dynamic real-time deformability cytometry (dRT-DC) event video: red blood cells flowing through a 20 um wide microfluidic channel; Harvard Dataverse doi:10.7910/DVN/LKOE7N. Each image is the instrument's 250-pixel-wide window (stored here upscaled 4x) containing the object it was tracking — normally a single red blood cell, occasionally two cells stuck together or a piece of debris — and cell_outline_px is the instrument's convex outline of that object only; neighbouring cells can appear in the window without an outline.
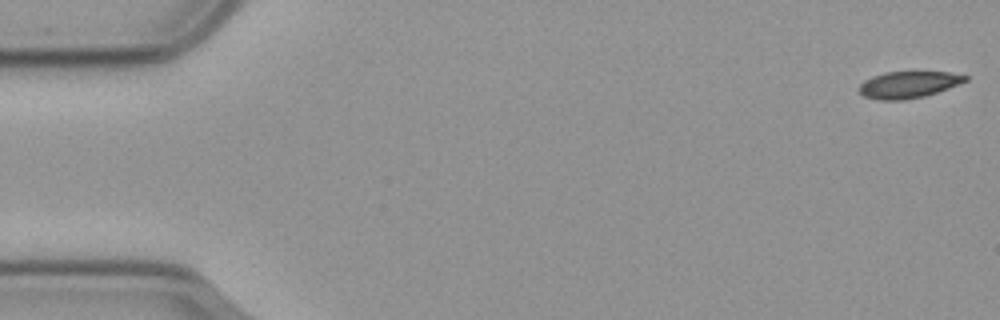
{"species": "common noctule bat (a hibernating species)", "species_latin": "Nyctalus noctula", "temperature_condition": "cold", "stored_images_in_passage": 57, "camera_frame_rate_fps": 3000, "um_per_image_px": 0.085, "animal": {"sex": "male", "body_mass_g": 23.1, "forearm_length_mm": 52.7}, "frame": {"image": 1, "passage_image": 1, "time_ms": 0.0, "image_size_px": [1000, 320], "cell_outline_px": [[968, 80], [948, 88], [924, 96], [904, 100], [876, 100], [864, 96], [860, 92], [860, 84], [864, 80], [872, 76], [884, 72], [948, 72], [968, 76]], "centroid_in_image_um": [77.19, 7.19], "position_along_channel_um": 7.8, "area_um2": 16.42}}
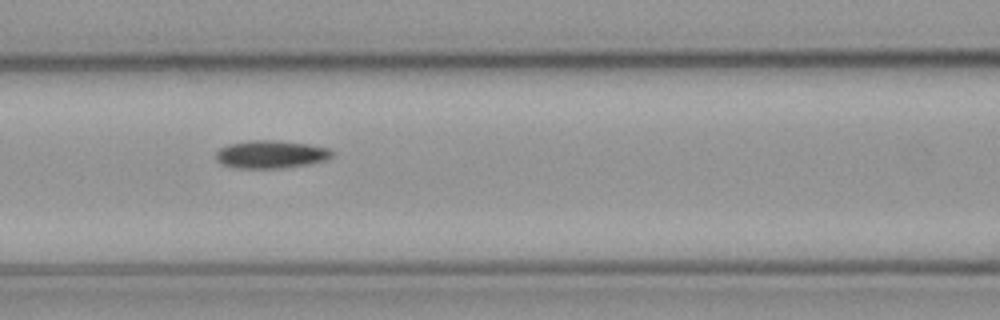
{"frame": {"image": 2, "passage_image": 24, "time_ms": 7.667, "image_size_px": [1000, 320], "cell_outline_px": [[332, 156], [324, 160], [308, 164], [280, 168], [240, 168], [224, 164], [216, 160], [216, 152], [220, 148], [228, 144], [252, 140], [276, 140], [308, 144], [328, 148], [332, 152]], "centroid_in_image_um": [23.01, 13.11], "position_along_channel_um": 143.6, "area_um2": 18.61}}
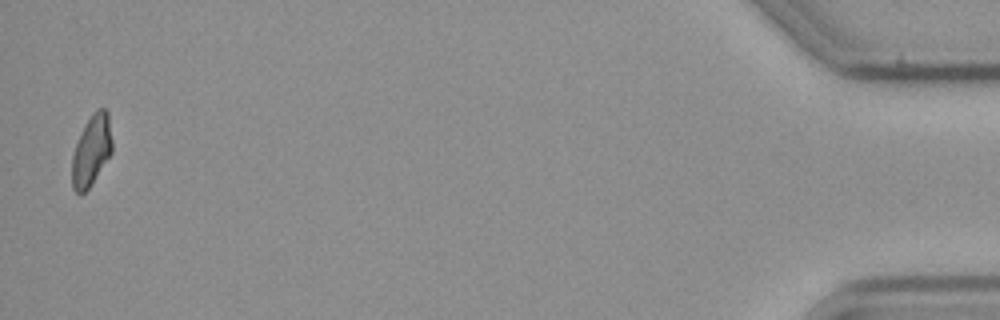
{"frame": {"image": 3, "passage_image": 56, "time_ms": 18.333, "image_size_px": [1000, 320], "cell_outline_px": [[112, 152], [88, 188], [80, 196], [72, 188], [72, 156], [76, 144], [84, 124], [92, 112], [96, 108], [104, 108], [108, 112], [112, 140]], "centroid_in_image_um": [7.77, 12.76], "position_along_channel_um": 427.4, "area_um2": 16.53}}